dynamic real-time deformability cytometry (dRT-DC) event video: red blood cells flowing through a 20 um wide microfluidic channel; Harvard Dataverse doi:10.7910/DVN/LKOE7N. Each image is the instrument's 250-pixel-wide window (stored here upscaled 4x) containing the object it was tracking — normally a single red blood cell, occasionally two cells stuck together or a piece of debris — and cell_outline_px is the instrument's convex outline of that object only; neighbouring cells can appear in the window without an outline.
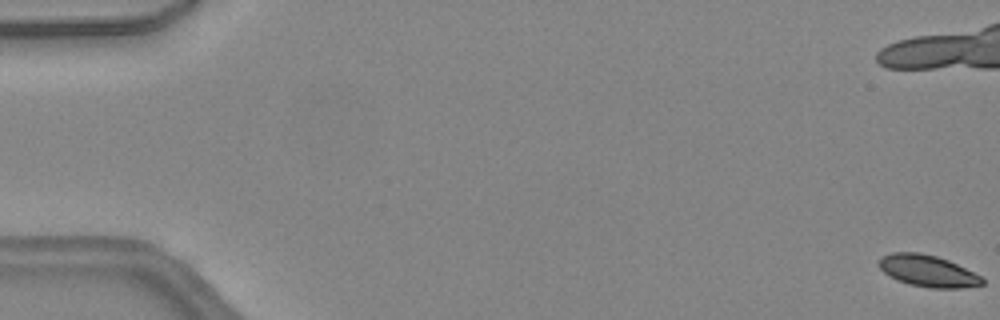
{"species": "common noctule bat (a hibernating species)", "species_latin": "Nyctalus noctula", "temperature_condition": "warm", "stored_images_in_passage": 22, "camera_frame_rate_fps": 3000, "um_per_image_px": 0.085, "animal": {"sex": "female", "body_mass_g": 24.6, "forearm_length_mm": 56.2}, "frame": {"image": 1, "passage_image": 1, "time_ms": 0.0, "image_size_px": [1000, 320], "cell_outline_px": [[984, 284], [960, 288], [928, 288], [908, 284], [896, 280], [888, 276], [876, 264], [884, 256], [892, 252], [920, 252], [936, 256], [948, 260], [980, 276], [984, 280]], "centroid_in_image_um": [78.82, 23.03], "position_along_channel_um": 6.2, "area_um2": 19.02}}